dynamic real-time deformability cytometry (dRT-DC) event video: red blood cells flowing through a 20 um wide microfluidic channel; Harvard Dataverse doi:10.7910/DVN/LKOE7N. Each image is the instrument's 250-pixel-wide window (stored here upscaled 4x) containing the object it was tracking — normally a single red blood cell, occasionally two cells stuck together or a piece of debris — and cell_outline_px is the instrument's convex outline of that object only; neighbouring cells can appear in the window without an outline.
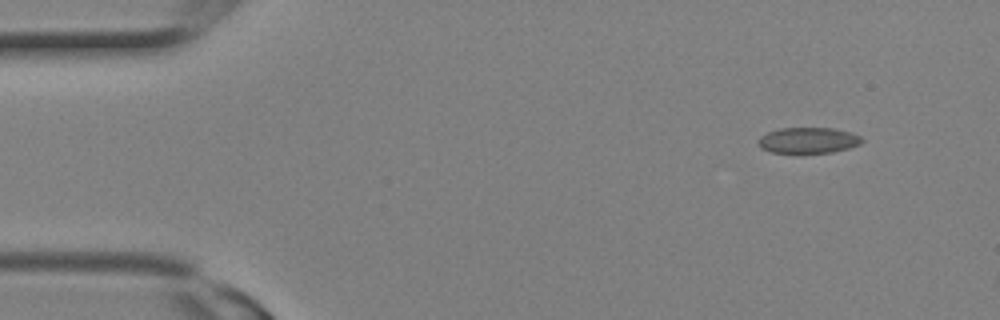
{"species": "Egyptian fruit bat (a non-hibernating species)", "species_latin": "Rousettus aegyptiacus", "temperature_condition": "room temperature", "stored_images_in_passage": 3, "camera_frame_rate_fps": 3000, "um_per_image_px": 0.085, "animal": {"sex": "female"}, "frame": {"image": 1, "passage_image": 1, "time_ms": 0.0, "image_size_px": [1000, 320], "cell_outline_px": [[864, 140], [860, 144], [848, 148], [832, 152], [772, 152], [760, 148], [756, 140], [760, 136], [768, 132], [780, 128], [836, 128], [852, 132], [860, 136]], "centroid_in_image_um": [68.7, 11.91], "position_along_channel_um": 16.3, "area_um2": 15.61}}